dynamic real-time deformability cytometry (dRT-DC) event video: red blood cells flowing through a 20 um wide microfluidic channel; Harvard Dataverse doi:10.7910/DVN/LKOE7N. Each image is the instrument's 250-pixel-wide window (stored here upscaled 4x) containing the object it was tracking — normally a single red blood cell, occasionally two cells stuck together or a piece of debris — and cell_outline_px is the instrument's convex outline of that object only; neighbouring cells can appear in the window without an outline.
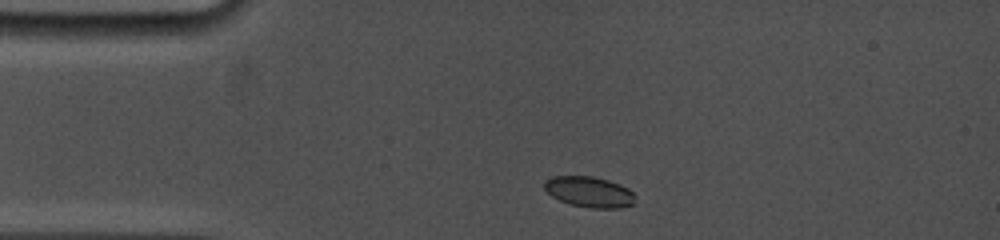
{"species": "common noctule bat (a hibernating species)", "species_latin": "Nyctalus noctula", "temperature_condition": "cold", "stored_images_in_passage": 39, "camera_frame_rate_fps": 5000, "um_per_image_px": 0.085, "animal": {"sex": "female", "body_mass_g": 19.0, "forearm_length_mm": 53.3}, "frame": {"image": 1, "passage_image": 1, "time_ms": 0.0, "image_size_px": [1000, 240], "cell_outline_px": [[636, 196], [632, 204], [620, 208], [592, 208], [572, 204], [560, 200], [552, 196], [544, 188], [544, 180], [552, 176], [592, 176], [608, 180], [620, 184], [628, 188]], "centroid_in_image_um": [50.09, 16.3], "position_along_channel_um": 34.9, "area_um2": 16.18}}
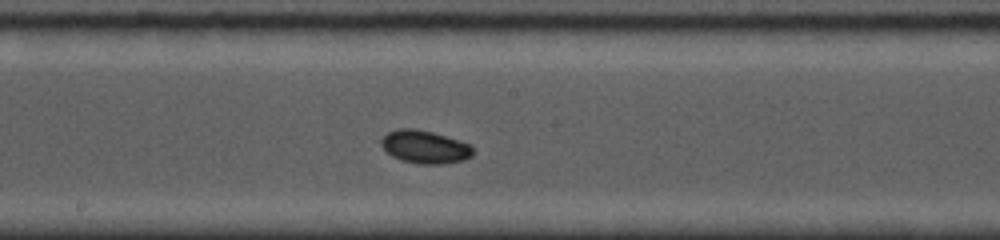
{"frame": {"image": 2, "passage_image": 24, "time_ms": 5.6, "image_size_px": [1000, 240], "cell_outline_px": [[472, 156], [464, 160], [440, 164], [420, 164], [400, 160], [392, 156], [380, 144], [380, 140], [388, 132], [396, 128], [416, 128], [432, 132], [472, 144]], "centroid_in_image_um": [36.1, 12.48], "position_along_channel_um": 212.1, "area_um2": 17.69}}
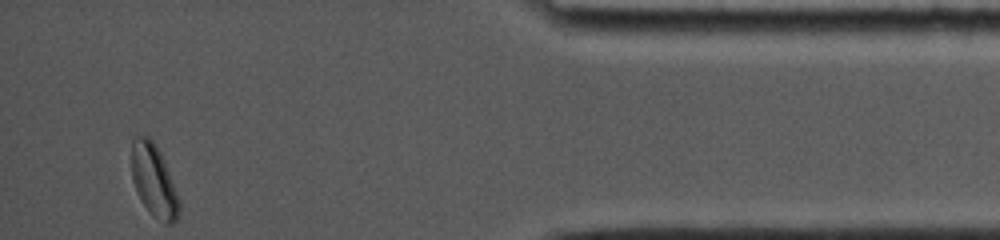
{"frame": {"image": 3, "passage_image": 39, "time_ms": 12.2, "image_size_px": [1000, 240], "cell_outline_px": [[180, 216], [172, 224], [164, 224], [152, 216], [148, 212], [140, 200], [136, 192], [132, 180], [132, 140], [136, 136], [148, 136], [156, 144], [160, 152], [168, 172], [180, 204]], "centroid_in_image_um": [13.06, 15.41], "position_along_channel_um": 422.1, "area_um2": 20.06}, "authors_computed_cell_mechanics": {"area_um2": 16.9932, "velocity_mm_per_s": 3.7579, "shape_relaxation_time_tau1_ms": 1.4774, "shape_relaxation_time_tau2_ms": null, "deformation_change_tau1": 0.0461, "deformation_change_tau2": null}}